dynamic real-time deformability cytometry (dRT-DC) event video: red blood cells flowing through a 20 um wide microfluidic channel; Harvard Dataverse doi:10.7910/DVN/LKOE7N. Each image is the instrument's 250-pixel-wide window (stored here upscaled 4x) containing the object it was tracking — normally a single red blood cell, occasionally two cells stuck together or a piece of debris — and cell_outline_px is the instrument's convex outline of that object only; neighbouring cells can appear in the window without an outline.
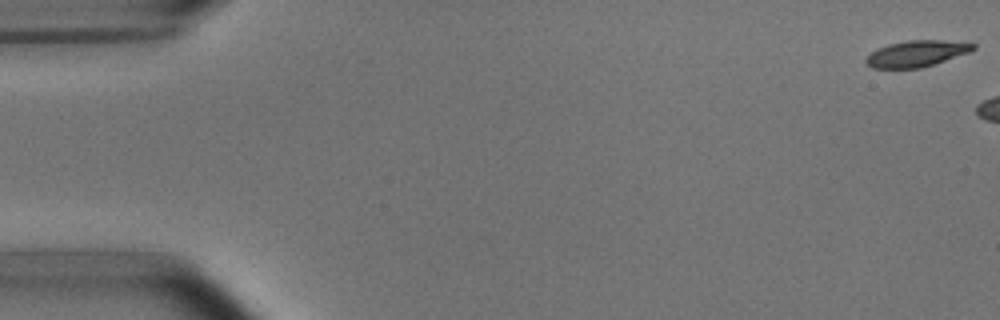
{"species": "common noctule bat (a hibernating species)", "species_latin": "Nyctalus noctula", "temperature_condition": "room temperature", "stored_images_in_passage": 6, "camera_frame_rate_fps": 3000, "um_per_image_px": 0.085, "animal": {"sex": "male", "body_mass_g": 15.6}, "frame": {"image": 1, "passage_image": 1, "time_ms": 0.0, "image_size_px": [1000, 320], "cell_outline_px": [[976, 48], [968, 52], [920, 68], [872, 68], [864, 60], [872, 52], [888, 44], [908, 40], [940, 40], [976, 44]], "centroid_in_image_um": [77.88, 4.55], "position_along_channel_um": 7.1, "area_um2": 15.95}}